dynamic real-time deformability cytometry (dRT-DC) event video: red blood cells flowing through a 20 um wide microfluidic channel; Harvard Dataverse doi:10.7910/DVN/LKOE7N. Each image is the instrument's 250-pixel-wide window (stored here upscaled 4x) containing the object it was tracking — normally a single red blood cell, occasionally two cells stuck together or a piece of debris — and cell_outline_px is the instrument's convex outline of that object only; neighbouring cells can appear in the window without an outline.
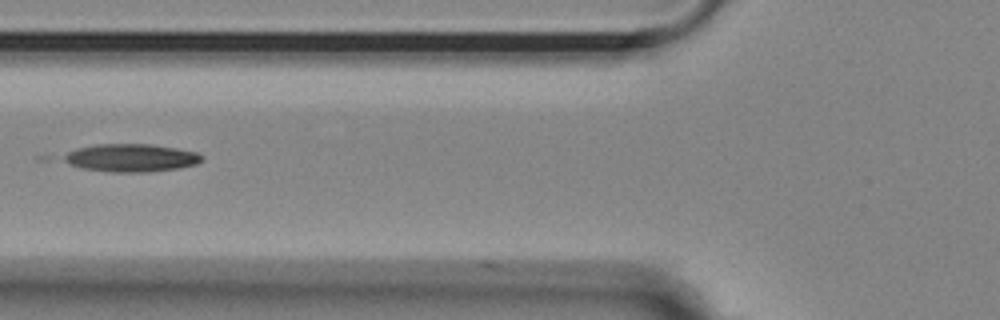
{"species": "Egyptian fruit bat (a non-hibernating species)", "species_latin": "Rousettus aegyptiacus", "temperature_condition": "room temperature", "stored_images_in_passage": 35, "camera_frame_rate_fps": 3000, "um_per_image_px": 0.085, "animal": {"sex": "female"}, "frame": {"image": 1, "passage_image": 5, "time_ms": 1.333, "image_size_px": [1000, 320], "cell_outline_px": [[204, 160], [196, 164], [176, 168], [148, 172], [116, 172], [84, 168], [72, 164], [64, 160], [60, 156], [76, 148], [96, 144], [152, 144], [176, 148], [196, 152], [204, 156]], "centroid_in_image_um": [11.16, 13.4], "position_along_channel_um": 114.6, "area_um2": 22.31}}
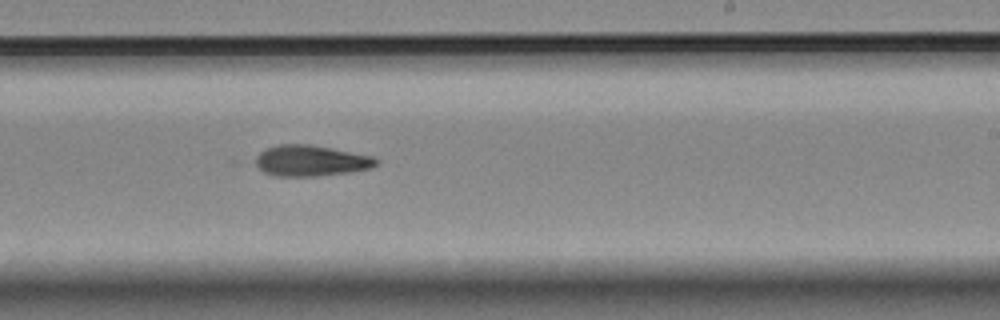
{"frame": {"image": 2, "passage_image": 17, "time_ms": 5.333, "image_size_px": [1000, 320], "cell_outline_px": [[380, 160], [372, 168], [348, 172], [312, 176], [276, 176], [264, 172], [256, 164], [256, 156], [260, 152], [276, 144], [312, 144], [376, 156]], "centroid_in_image_um": [26.47, 13.64], "position_along_channel_um": 262.5, "area_um2": 21.85}}
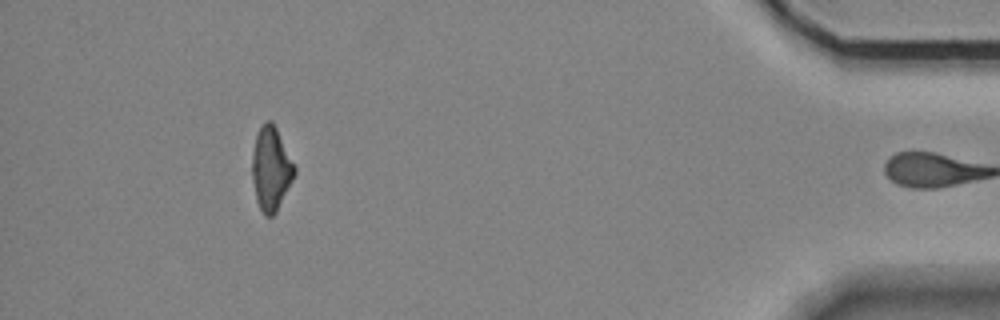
{"frame": {"image": 3, "passage_image": 34, "time_ms": 11.0, "image_size_px": [1000, 320], "cell_outline_px": [[296, 172], [276, 212], [272, 216], [264, 216], [256, 200], [252, 180], [252, 152], [256, 136], [260, 128], [268, 120], [272, 120], [296, 168]], "centroid_in_image_um": [23.02, 14.36], "position_along_channel_um": 412.2, "area_um2": 20.35}, "authors_computed_cell_mechanics": {"area_um2": 21.7328, "velocity_mm_per_s": 3.6917, "shape_relaxation_time_tau1_ms": 3.7038, "shape_relaxation_time_tau2_ms": null, "deformation_change_tau1": null, "deformation_change_tau2": null}}